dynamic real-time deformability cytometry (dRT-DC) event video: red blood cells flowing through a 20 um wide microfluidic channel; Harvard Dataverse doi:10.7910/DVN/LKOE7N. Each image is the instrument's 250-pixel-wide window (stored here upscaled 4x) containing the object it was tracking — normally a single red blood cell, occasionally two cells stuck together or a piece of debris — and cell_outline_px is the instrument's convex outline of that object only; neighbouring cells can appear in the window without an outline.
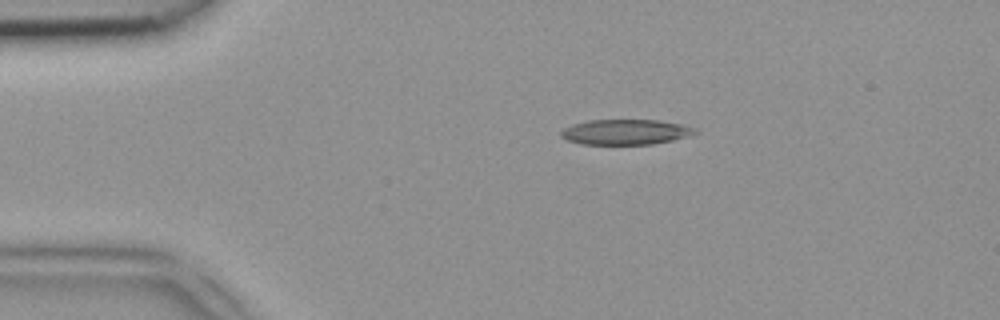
{"species": "common noctule bat (a hibernating species)", "species_latin": "Nyctalus noctula", "temperature_condition": "room temperature", "stored_images_in_passage": 47, "camera_frame_rate_fps": 3000, "um_per_image_px": 0.085, "animal": {"sex": "female", "body_mass_g": 18.4}, "frame": {"image": 1, "passage_image": 8, "time_ms": 2.333, "image_size_px": [1000, 320], "cell_outline_px": [[700, 132], [688, 136], [672, 140], [652, 144], [580, 144], [568, 140], [560, 136], [560, 132], [564, 128], [572, 124], [588, 120], [656, 120], [680, 124], [696, 128]], "centroid_in_image_um": [53.16, 11.22], "position_along_channel_um": 31.8, "area_um2": 19.71}}
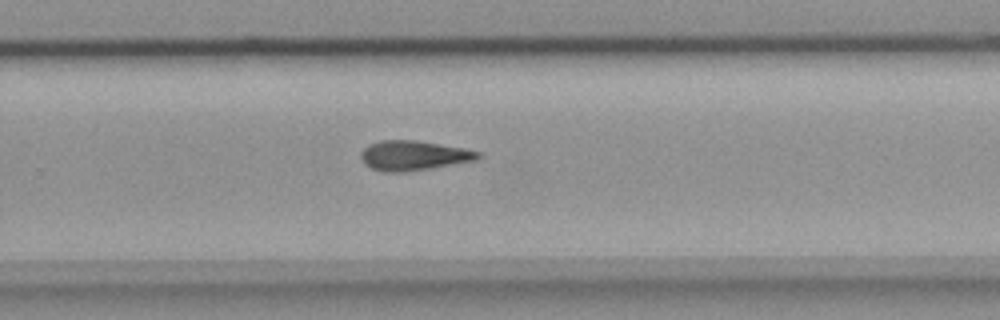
{"frame": {"image": 2, "passage_image": 30, "time_ms": 9.667, "image_size_px": [1000, 320], "cell_outline_px": [[484, 156], [476, 160], [404, 172], [384, 172], [372, 168], [364, 164], [360, 156], [360, 152], [368, 144], [380, 140], [416, 140], [464, 148], [480, 152]], "centroid_in_image_um": [35.13, 13.21], "position_along_channel_um": 294.7, "area_um2": 20.29}}
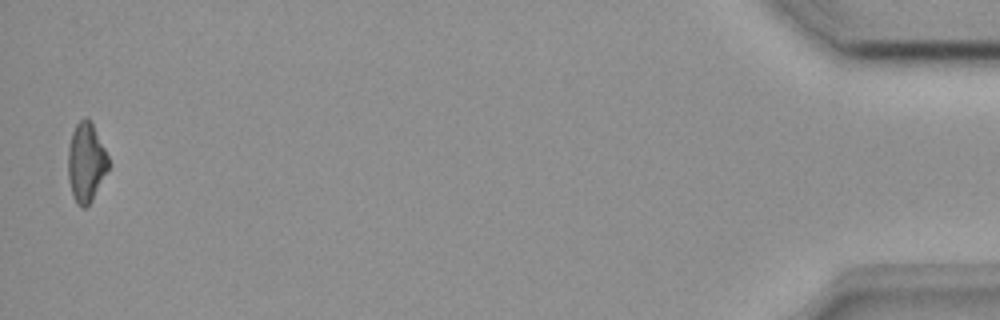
{"frame": {"image": 3, "passage_image": 46, "time_ms": 15.0, "image_size_px": [1000, 320], "cell_outline_px": [[108, 168], [92, 200], [84, 208], [76, 204], [72, 196], [68, 180], [68, 148], [72, 132], [76, 124], [84, 116], [92, 124], [108, 156]], "centroid_in_image_um": [7.28, 13.82], "position_along_channel_um": 427.9, "area_um2": 18.38}}